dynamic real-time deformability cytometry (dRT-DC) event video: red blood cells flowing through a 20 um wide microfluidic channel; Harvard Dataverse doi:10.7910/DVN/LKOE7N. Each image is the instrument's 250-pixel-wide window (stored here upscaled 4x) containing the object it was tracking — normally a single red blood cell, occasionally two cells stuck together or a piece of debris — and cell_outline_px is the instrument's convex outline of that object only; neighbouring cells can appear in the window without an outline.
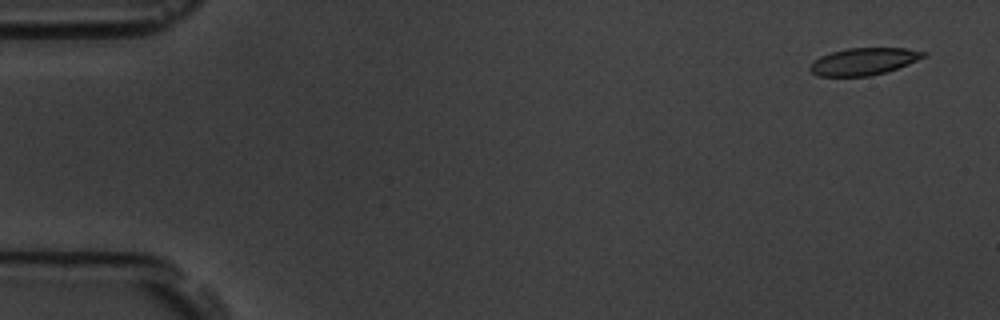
{"species": "common noctule bat (a hibernating species)", "species_latin": "Nyctalus noctula", "temperature_condition": "room temperature", "stored_images_in_passage": 58, "camera_frame_rate_fps": 3000, "um_per_image_px": 0.085, "animal": {"sex": "male", "body_mass_g": 19.5, "forearm_length_mm": 54.6}, "frame": {"image": 1, "passage_image": 3, "time_ms": 0.667, "image_size_px": [1000, 320], "cell_outline_px": [[928, 52], [924, 56], [908, 64], [872, 76], [816, 76], [808, 68], [812, 60], [820, 56], [832, 52], [848, 48], [904, 48]], "centroid_in_image_um": [73.36, 5.22], "position_along_channel_um": 11.6, "area_um2": 17.86}}
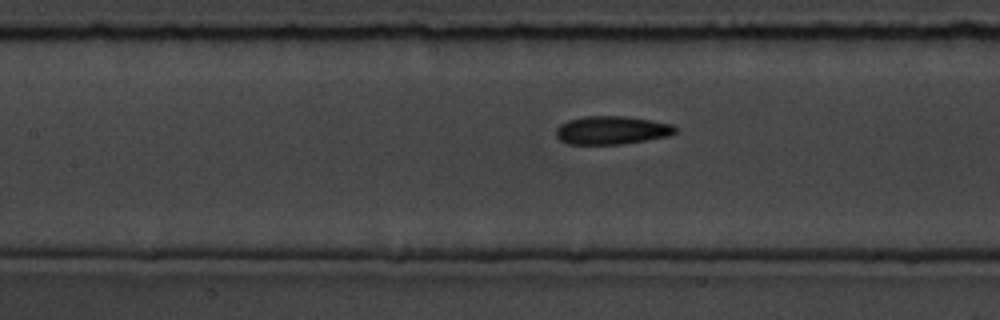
{"frame": {"image": 2, "passage_image": 26, "time_ms": 8.333, "image_size_px": [1000, 320], "cell_outline_px": [[680, 128], [676, 132], [668, 136], [620, 144], [568, 144], [560, 140], [556, 136], [556, 128], [560, 124], [568, 120], [584, 116], [624, 116], [652, 120], [672, 124]], "centroid_in_image_um": [52.0, 11.06], "position_along_channel_um": 155.4, "area_um2": 19.71}}
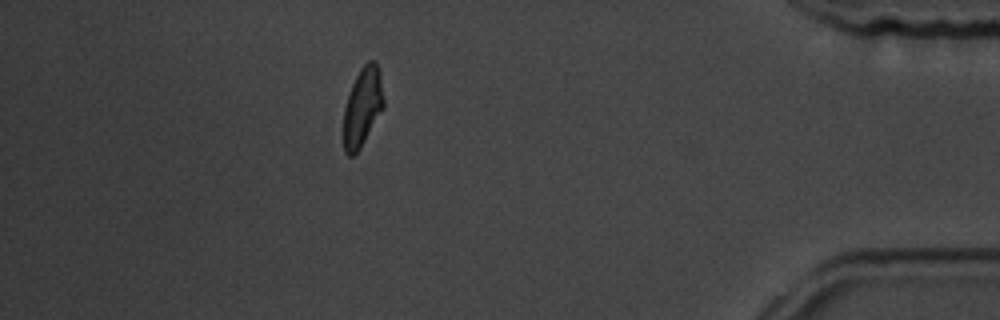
{"frame": {"image": 3, "passage_image": 51, "time_ms": 16.667, "image_size_px": [1000, 320], "cell_outline_px": [[384, 108], [360, 148], [352, 156], [348, 156], [344, 152], [344, 108], [352, 84], [360, 68], [368, 60], [376, 60], [380, 72], [384, 100]], "centroid_in_image_um": [30.83, 9.06], "position_along_channel_um": 404.4, "area_um2": 18.44}, "authors_computed_cell_mechanics": {"area_um2": 19.2185, "velocity_mm_per_s": 3.547, "shape_relaxation_time_tau1_ms": 3.6131, "shape_relaxation_time_tau2_ms": 2.0585, "deformation_change_tau1": 0.1209, "deformation_change_tau2": 0.0893}}